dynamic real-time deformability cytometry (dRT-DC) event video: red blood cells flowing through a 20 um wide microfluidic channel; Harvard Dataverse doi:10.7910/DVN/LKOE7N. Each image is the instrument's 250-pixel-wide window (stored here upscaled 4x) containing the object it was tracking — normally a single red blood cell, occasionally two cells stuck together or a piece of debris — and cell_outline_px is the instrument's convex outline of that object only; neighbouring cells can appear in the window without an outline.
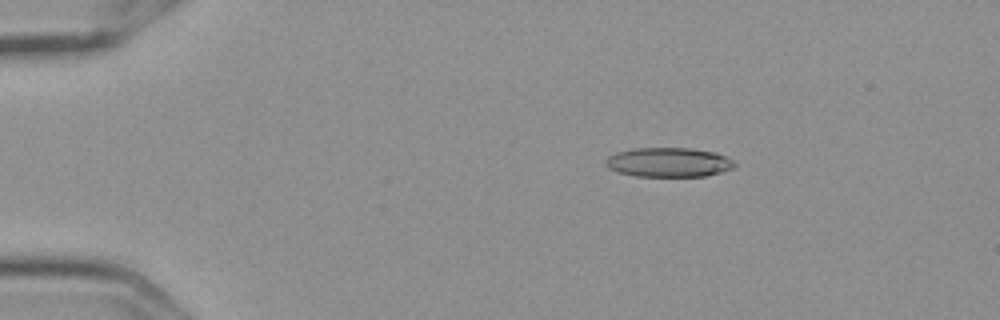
{"species": "Egyptian fruit bat (a non-hibernating species)", "species_latin": "Rousettus aegyptiacus", "temperature_condition": "cold", "stored_images_in_passage": 4, "camera_frame_rate_fps": 3000, "um_per_image_px": 0.085, "frame": {"image": 1, "passage_image": 2, "time_ms": 0.333, "image_size_px": [1000, 320], "cell_outline_px": [[736, 164], [732, 168], [720, 172], [704, 176], [636, 176], [616, 172], [608, 168], [604, 164], [604, 160], [608, 156], [616, 152], [636, 148], [688, 148], [716, 152], [732, 160]], "centroid_in_image_um": [56.78, 13.79], "position_along_channel_um": 28.2, "area_um2": 22.08}}